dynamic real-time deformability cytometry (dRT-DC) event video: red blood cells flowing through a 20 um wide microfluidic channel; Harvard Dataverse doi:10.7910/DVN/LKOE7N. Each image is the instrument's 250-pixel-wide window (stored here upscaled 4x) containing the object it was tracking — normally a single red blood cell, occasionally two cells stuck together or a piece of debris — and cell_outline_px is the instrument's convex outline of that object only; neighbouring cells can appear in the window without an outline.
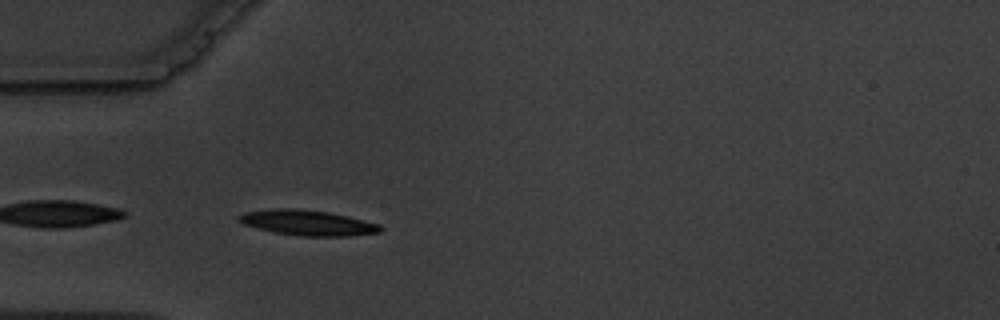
{"species": "common noctule bat (a hibernating species)", "species_latin": "Nyctalus noctula", "temperature_condition": "warm", "stored_images_in_passage": 2, "camera_frame_rate_fps": 3000, "um_per_image_px": 0.085, "animal": {"sex": "male", "body_mass_g": 19.5, "forearm_length_mm": 54.6}, "frame": {"image": 1, "passage_image": 2, "time_ms": 2.0, "image_size_px": [1000, 320], "cell_outline_px": [[384, 228], [380, 232], [348, 236], [300, 236], [272, 232], [244, 224], [236, 220], [236, 216], [244, 212], [272, 208], [296, 208], [328, 212], [348, 216], [380, 224]], "centroid_in_image_um": [26.12, 18.93], "position_along_channel_um": 58.9, "area_um2": 21.1}}